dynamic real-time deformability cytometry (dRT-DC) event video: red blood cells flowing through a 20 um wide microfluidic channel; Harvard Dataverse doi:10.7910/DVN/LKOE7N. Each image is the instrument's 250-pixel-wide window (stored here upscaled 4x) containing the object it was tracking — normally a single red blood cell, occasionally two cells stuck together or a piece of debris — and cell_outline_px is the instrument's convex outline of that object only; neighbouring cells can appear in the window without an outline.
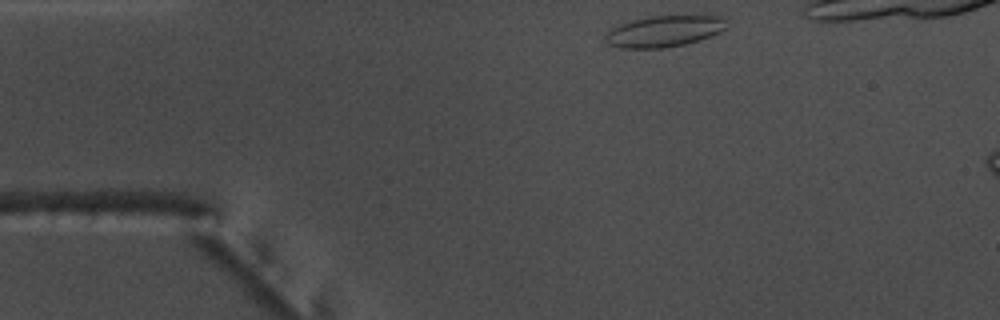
{"species": "common noctule bat (a hibernating species)", "species_latin": "Nyctalus noctula", "temperature_condition": "warm", "stored_images_in_passage": 35, "camera_frame_rate_fps": 3000, "um_per_image_px": 0.085, "animal": {"sex": "male", "body_mass_g": 17.5, "forearm_length_mm": 52.3}, "frame": {"image": 1, "passage_image": 1, "time_ms": 0.0, "image_size_px": [1000, 320], "cell_outline_px": [[728, 28], [720, 32], [700, 40], [684, 44], [664, 48], [624, 48], [608, 44], [604, 40], [604, 36], [612, 28], [620, 24], [632, 20], [652, 16], [720, 16], [728, 20]], "centroid_in_image_um": [56.48, 2.66], "position_along_channel_um": 28.5, "area_um2": 22.08}}
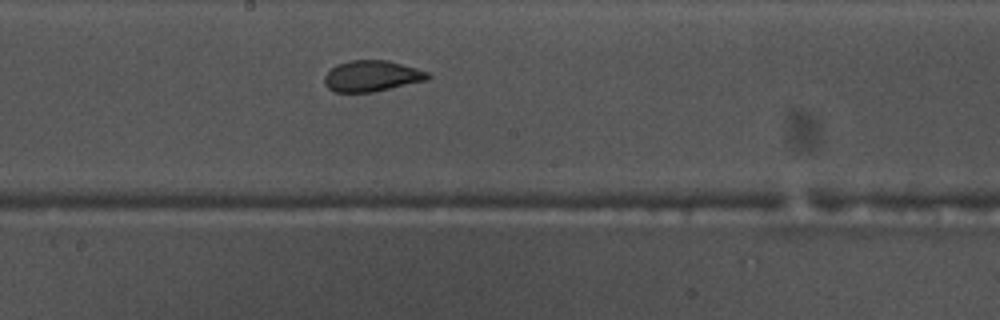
{"frame": {"image": 2, "passage_image": 20, "time_ms": 6.333, "image_size_px": [1000, 320], "cell_outline_px": [[432, 76], [428, 80], [372, 92], [336, 92], [328, 88], [324, 84], [324, 76], [336, 64], [352, 60], [388, 60], [416, 68], [428, 72]], "centroid_in_image_um": [31.61, 6.46], "position_along_channel_um": 216.6, "area_um2": 18.67}}
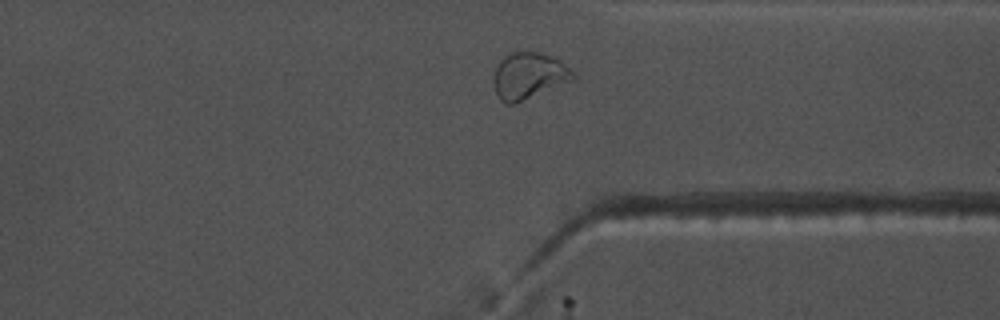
{"frame": {"image": 3, "passage_image": 32, "time_ms": 10.333, "image_size_px": [1000, 320], "cell_outline_px": [[576, 80], [516, 104], [508, 104], [500, 100], [496, 92], [492, 80], [496, 68], [500, 60], [504, 56], [512, 52], [536, 52], [556, 56], [576, 76]], "centroid_in_image_um": [44.97, 6.46], "position_along_channel_um": 366.4, "area_um2": 21.91}, "authors_computed_cell_mechanics": {"area_um2": 18.9006, "velocity_mm_per_s": 3.7642, "shape_relaxation_time_tau1_ms": 6.2721, "shape_relaxation_time_tau2_ms": 0.8404, "deformation_change_tau1": 0.1985, "deformation_change_tau2": 0.0698}}